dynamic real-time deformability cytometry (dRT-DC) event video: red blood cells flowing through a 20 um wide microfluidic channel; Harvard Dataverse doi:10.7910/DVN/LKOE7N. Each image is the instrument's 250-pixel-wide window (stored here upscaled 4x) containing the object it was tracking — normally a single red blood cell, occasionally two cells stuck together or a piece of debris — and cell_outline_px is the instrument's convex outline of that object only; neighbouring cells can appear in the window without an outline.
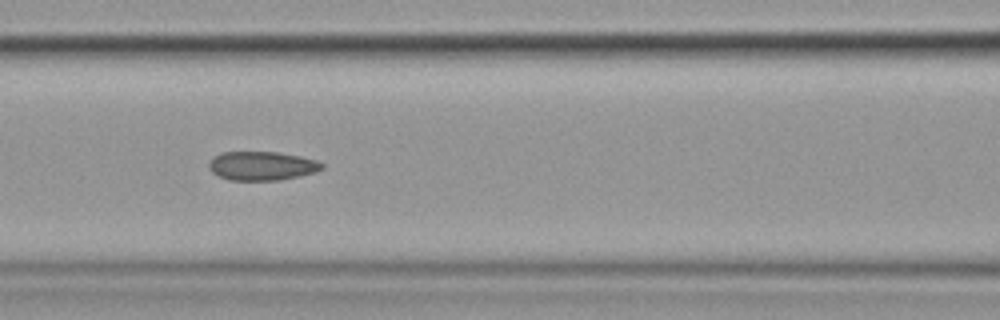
{"species": "common noctule bat (a hibernating species)", "species_latin": "Nyctalus noctula", "temperature_condition": "cold", "stored_images_in_passage": 15, "camera_frame_rate_fps": 3000, "um_per_image_px": 0.085, "animal": {"sex": "female", "body_mass_g": 19.9}, "frame": {"image": 1, "passage_image": 7, "time_ms": 7.667, "image_size_px": [1000, 320], "cell_outline_px": [[324, 168], [316, 172], [280, 180], [228, 180], [212, 172], [208, 168], [208, 164], [212, 156], [220, 152], [276, 152], [300, 156], [316, 160], [324, 164]], "centroid_in_image_um": [22.24, 14.09], "position_along_channel_um": 144.4, "area_um2": 19.13}}
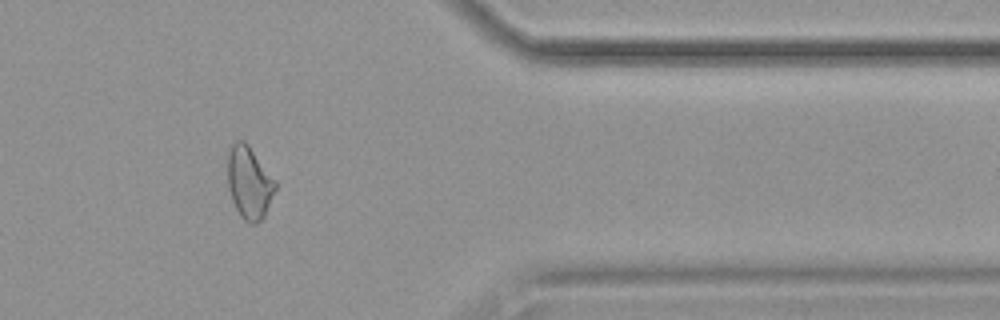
{"frame": {"image": 2, "passage_image": 13, "time_ms": 15.0, "image_size_px": [1000, 320], "cell_outline_px": [[276, 188], [264, 216], [256, 224], [248, 224], [240, 216], [232, 200], [228, 188], [228, 148], [236, 140], [244, 140], [248, 144], [276, 180]], "centroid_in_image_um": [21.17, 15.51], "position_along_channel_um": 390.2, "area_um2": 20.23}, "authors_computed_cell_mechanics": {"area_um2": 19.941, "velocity_mm_per_s": 3.5928, "shape_relaxation_time_tau1_ms": null, "shape_relaxation_time_tau2_ms": 1.679, "deformation_change_tau1": null, "deformation_change_tau2": 0.062}}